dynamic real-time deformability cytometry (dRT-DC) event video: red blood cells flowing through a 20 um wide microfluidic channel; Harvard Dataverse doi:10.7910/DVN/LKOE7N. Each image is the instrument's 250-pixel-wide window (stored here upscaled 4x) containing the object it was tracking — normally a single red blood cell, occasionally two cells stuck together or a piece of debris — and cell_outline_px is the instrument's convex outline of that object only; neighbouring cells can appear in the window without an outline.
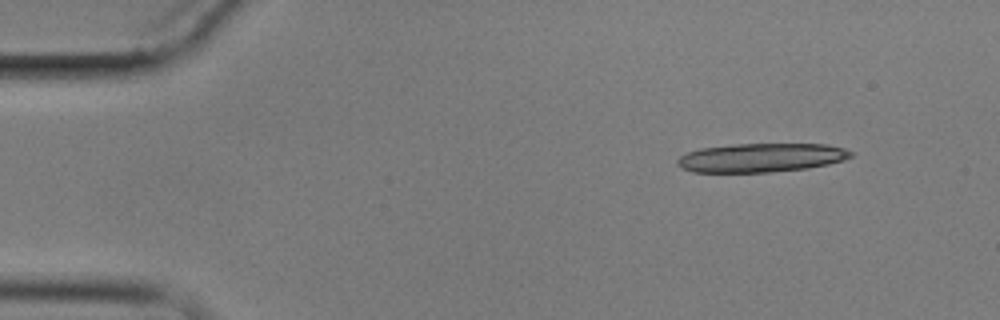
{"species": "common noctule bat (a hibernating species)", "species_latin": "Nyctalus noctula", "temperature_condition": "cold", "stored_images_in_passage": 6, "camera_frame_rate_fps": 3000, "um_per_image_px": 0.085, "animal": {"sex": "male", "body_mass_g": 17.9}, "frame": {"image": 1, "passage_image": 2, "time_ms": 1.333, "image_size_px": [1000, 320], "cell_outline_px": [[852, 156], [844, 160], [828, 164], [808, 168], [768, 172], [692, 172], [680, 168], [676, 164], [676, 160], [680, 156], [688, 152], [700, 148], [736, 144], [828, 144], [844, 148], [852, 152]], "centroid_in_image_um": [64.68, 13.4], "position_along_channel_um": 20.3, "area_um2": 29.25}}
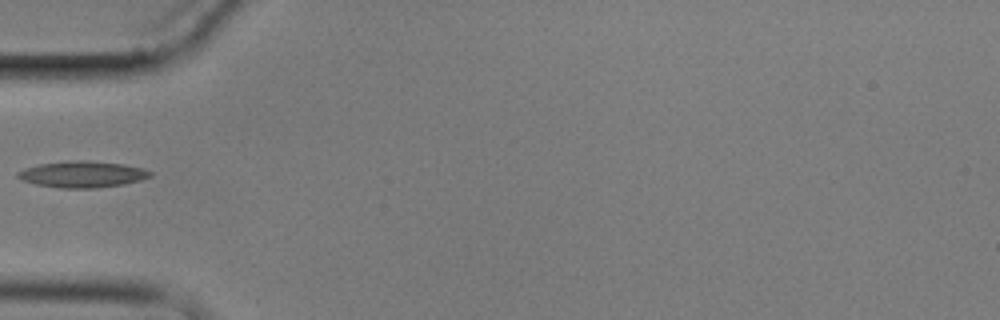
{"frame": {"image": 2, "passage_image": 6, "time_ms": 5.667, "image_size_px": [1000, 320], "cell_outline_px": [[152, 176], [140, 180], [124, 184], [96, 188], [60, 188], [36, 184], [24, 180], [16, 176], [16, 172], [24, 168], [40, 164], [76, 160], [88, 160], [124, 164], [144, 168], [152, 172]], "centroid_in_image_um": [7.03, 14.81], "position_along_channel_um": 78.0, "area_um2": 20.35}}